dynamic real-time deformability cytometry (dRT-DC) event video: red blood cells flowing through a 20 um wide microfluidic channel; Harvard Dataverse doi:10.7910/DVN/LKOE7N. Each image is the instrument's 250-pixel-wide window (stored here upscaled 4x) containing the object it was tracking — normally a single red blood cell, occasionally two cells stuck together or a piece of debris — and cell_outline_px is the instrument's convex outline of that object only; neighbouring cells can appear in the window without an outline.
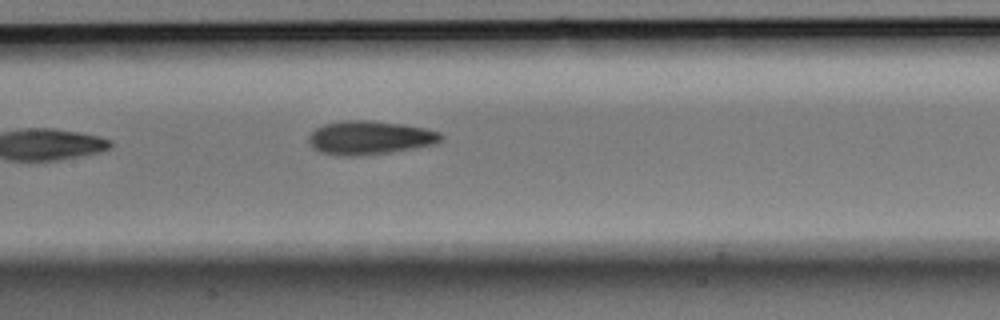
{"species": "Egyptian fruit bat (a non-hibernating species)", "species_latin": "Rousettus aegyptiacus", "temperature_condition": "room temperature", "stored_images_in_passage": 8, "camera_frame_rate_fps": 3000, "um_per_image_px": 0.085, "animal": {"sex": "male"}, "frame": {"image": 1, "passage_image": 8, "time_ms": 2.333, "image_size_px": [1000, 320], "cell_outline_px": [[444, 136], [436, 144], [416, 148], [388, 152], [356, 156], [340, 156], [320, 152], [312, 148], [308, 144], [308, 136], [316, 128], [324, 124], [340, 120], [372, 120], [404, 124], [428, 128], [440, 132]], "centroid_in_image_um": [31.43, 11.69], "position_along_channel_um": 176.0, "area_um2": 26.36}}